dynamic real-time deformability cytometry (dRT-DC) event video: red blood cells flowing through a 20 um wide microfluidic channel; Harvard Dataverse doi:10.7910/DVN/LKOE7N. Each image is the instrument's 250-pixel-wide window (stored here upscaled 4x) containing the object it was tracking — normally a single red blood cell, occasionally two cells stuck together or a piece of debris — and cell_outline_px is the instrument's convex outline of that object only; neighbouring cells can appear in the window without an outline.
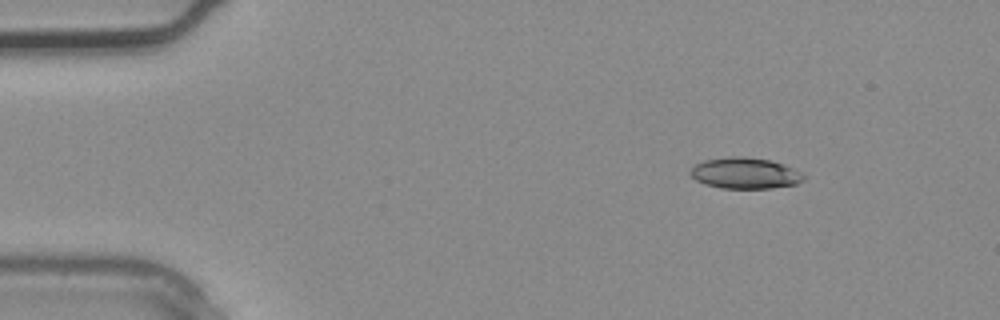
{"species": "common noctule bat (a hibernating species)", "species_latin": "Nyctalus noctula", "temperature_condition": "warm", "stored_images_in_passage": 2, "camera_frame_rate_fps": 3000, "um_per_image_px": 0.085, "animal": {"sex": "male", "body_mass_g": 20.4}, "frame": {"image": 1, "passage_image": 2, "time_ms": 0.333, "image_size_px": [1000, 320], "cell_outline_px": [[804, 180], [796, 184], [772, 188], [720, 188], [704, 184], [696, 180], [692, 176], [692, 168], [696, 164], [704, 160], [732, 156], [744, 156], [768, 160], [792, 168], [800, 172], [804, 176]], "centroid_in_image_um": [63.32, 14.73], "position_along_channel_um": 21.7, "area_um2": 20.23}}